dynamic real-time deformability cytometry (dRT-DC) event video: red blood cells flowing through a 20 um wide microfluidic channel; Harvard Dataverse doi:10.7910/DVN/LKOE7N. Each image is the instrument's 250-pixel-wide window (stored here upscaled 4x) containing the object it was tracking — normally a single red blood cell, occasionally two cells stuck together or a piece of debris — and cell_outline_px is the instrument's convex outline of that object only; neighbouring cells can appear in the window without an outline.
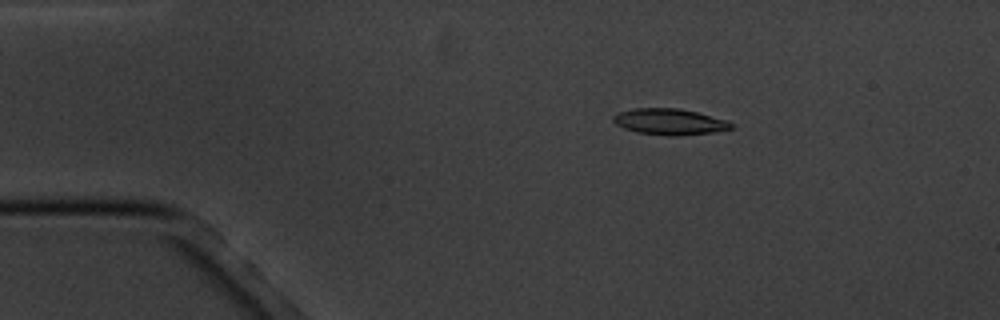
{"species": "common noctule bat (a hibernating species)", "species_latin": "Nyctalus noctula", "temperature_condition": "cold", "stored_images_in_passage": 4, "camera_frame_rate_fps": 3000, "um_per_image_px": 0.085, "animal": {"sex": "male", "body_mass_g": 20.1, "forearm_length_mm": 53.5}, "frame": {"image": 1, "passage_image": 3, "time_ms": 2.333, "image_size_px": [1000, 320], "cell_outline_px": [[736, 128], [712, 132], [676, 136], [668, 136], [636, 132], [624, 128], [616, 124], [612, 120], [612, 116], [616, 112], [636, 108], [680, 108], [728, 120], [736, 124]], "centroid_in_image_um": [56.93, 10.34], "position_along_channel_um": 28.1, "area_um2": 18.21}}